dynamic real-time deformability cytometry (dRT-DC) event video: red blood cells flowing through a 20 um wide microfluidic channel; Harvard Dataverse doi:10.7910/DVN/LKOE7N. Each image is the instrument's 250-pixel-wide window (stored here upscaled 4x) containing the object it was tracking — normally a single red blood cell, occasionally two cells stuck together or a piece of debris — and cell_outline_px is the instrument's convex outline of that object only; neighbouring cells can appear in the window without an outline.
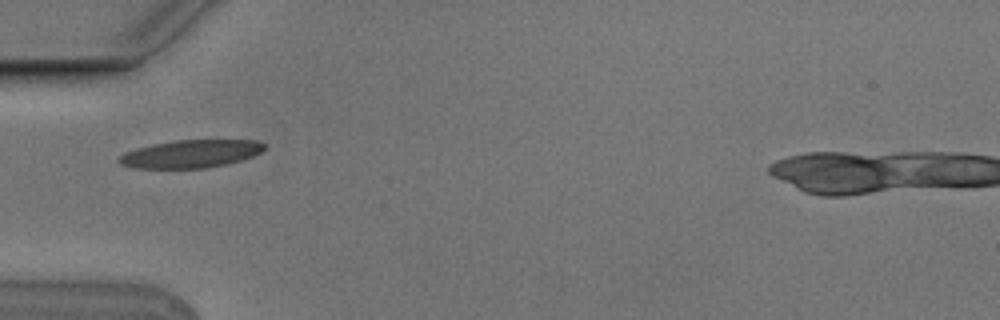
{"species": "Egyptian fruit bat (a non-hibernating species)", "species_latin": "Rousettus aegyptiacus", "temperature_condition": "cold", "stored_images_in_passage": 2, "camera_frame_rate_fps": 3000, "um_per_image_px": 0.085, "animal": {"sex": "male"}, "frame": {"image": 1, "passage_image": 1, "time_ms": 0.0, "image_size_px": [1000, 320], "cell_outline_px": [[264, 148], [260, 152], [252, 156], [240, 160], [224, 164], [204, 168], [136, 168], [120, 164], [116, 160], [124, 152], [136, 148], [152, 144], [176, 140], [256, 140], [264, 144]], "centroid_in_image_um": [16.16, 13.07], "position_along_channel_um": 68.8, "area_um2": 23.41}}